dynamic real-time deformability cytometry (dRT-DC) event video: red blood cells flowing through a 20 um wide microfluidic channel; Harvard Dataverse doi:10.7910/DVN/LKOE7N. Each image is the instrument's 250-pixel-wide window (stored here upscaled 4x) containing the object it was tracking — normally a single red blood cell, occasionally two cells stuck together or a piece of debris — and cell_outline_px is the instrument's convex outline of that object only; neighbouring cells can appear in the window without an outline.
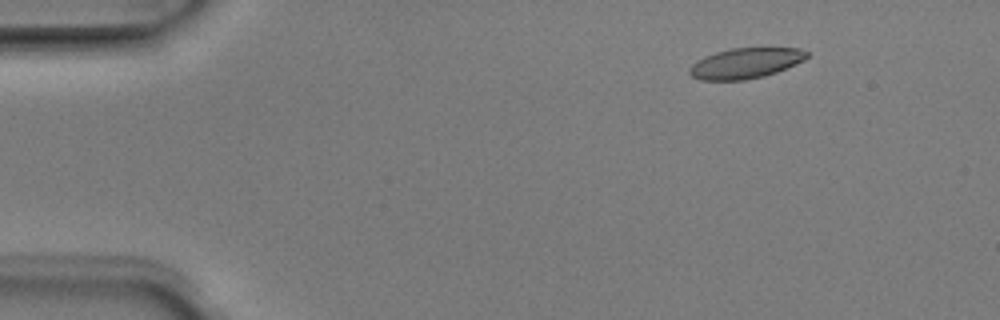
{"species": "Egyptian fruit bat (a non-hibernating species)", "species_latin": "Rousettus aegyptiacus", "temperature_condition": "room temperature", "stored_images_in_passage": 4, "camera_frame_rate_fps": 3000, "um_per_image_px": 0.085, "animal": {"sex": "male"}, "frame": {"image": 1, "passage_image": 2, "time_ms": 0.333, "image_size_px": [1000, 320], "cell_outline_px": [[808, 56], [804, 60], [796, 64], [776, 72], [764, 76], [744, 80], [700, 80], [692, 76], [688, 72], [688, 68], [696, 60], [704, 56], [716, 52], [732, 48], [800, 48], [808, 52]], "centroid_in_image_um": [63.35, 5.37], "position_along_channel_um": 21.7, "area_um2": 20.87}}